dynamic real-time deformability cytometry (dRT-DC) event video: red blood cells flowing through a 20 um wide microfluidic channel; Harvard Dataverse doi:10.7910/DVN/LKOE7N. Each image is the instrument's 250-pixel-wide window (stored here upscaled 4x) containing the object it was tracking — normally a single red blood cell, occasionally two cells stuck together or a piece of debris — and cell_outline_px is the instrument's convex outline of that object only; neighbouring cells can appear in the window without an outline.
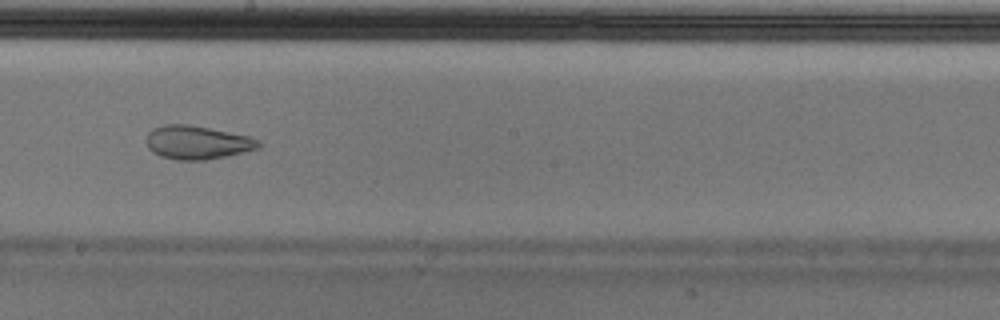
{"species": "Egyptian fruit bat (a non-hibernating species)", "species_latin": "Rousettus aegyptiacus", "temperature_condition": "cold", "stored_images_in_passage": 50, "camera_frame_rate_fps": 3000, "um_per_image_px": 0.085, "animal": {"sex": "male"}, "frame": {"image": 1, "passage_image": 29, "time_ms": 9.333, "image_size_px": [1000, 320], "cell_outline_px": [[260, 148], [224, 156], [204, 160], [176, 160], [160, 156], [152, 152], [148, 148], [144, 140], [148, 132], [152, 128], [164, 124], [188, 124], [252, 136], [260, 140]], "centroid_in_image_um": [16.73, 12.1], "position_along_channel_um": 231.5, "area_um2": 22.2}}